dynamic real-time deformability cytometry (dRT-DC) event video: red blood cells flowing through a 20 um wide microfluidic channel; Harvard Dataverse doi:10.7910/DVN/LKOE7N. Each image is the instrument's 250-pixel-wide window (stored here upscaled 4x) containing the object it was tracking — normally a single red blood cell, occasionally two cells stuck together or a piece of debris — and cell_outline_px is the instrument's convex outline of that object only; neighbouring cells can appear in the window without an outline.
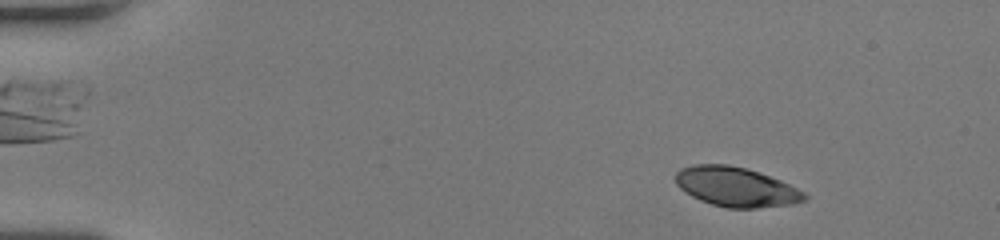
{"species": "human", "species_latin": "Homo sapiens", "temperature_condition": "room temperature", "stored_images_in_passage": 45, "camera_frame_rate_fps": 3000, "um_per_image_px": 0.085, "donor": {"sex": "female"}, "frame": {"image": 1, "passage_image": 5, "time_ms": 1.333, "image_size_px": [1000, 240], "cell_outline_px": [[808, 200], [792, 204], [756, 208], [728, 208], [712, 204], [700, 200], [684, 192], [676, 184], [676, 172], [680, 168], [692, 164], [728, 164], [744, 168], [780, 180], [804, 192], [808, 196]], "centroid_in_image_um": [62.54, 15.89], "position_along_channel_um": 22.5, "area_um2": 29.59}}
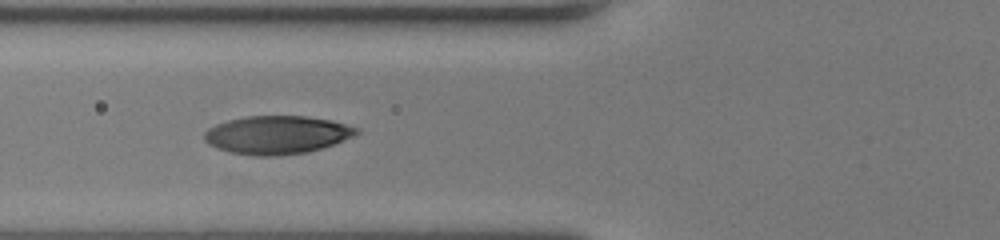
{"frame": {"image": 2, "passage_image": 21, "time_ms": 6.667, "image_size_px": [1000, 240], "cell_outline_px": [[360, 132], [356, 136], [308, 152], [276, 156], [256, 156], [228, 152], [216, 148], [208, 144], [204, 140], [204, 132], [208, 128], [216, 124], [228, 120], [248, 116], [308, 116], [332, 120], [360, 128]], "centroid_in_image_um": [23.55, 11.46], "position_along_channel_um": 102.3, "area_um2": 34.16}}
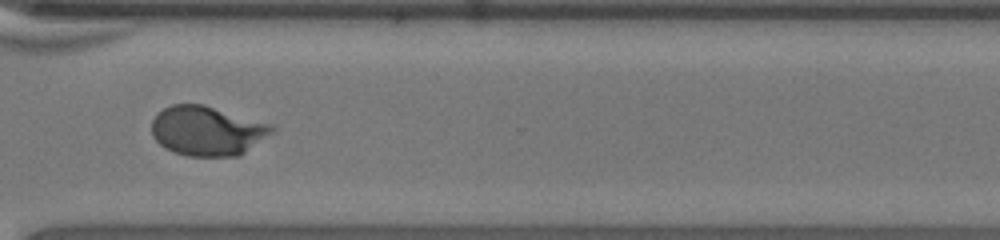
{"frame": {"image": 3, "passage_image": 41, "time_ms": 13.333, "image_size_px": [1000, 240], "cell_outline_px": [[276, 132], [240, 156], [188, 156], [164, 148], [152, 136], [152, 120], [156, 112], [172, 104], [204, 104], [272, 124], [276, 128]], "centroid_in_image_um": [17.65, 11.12], "position_along_channel_um": 353.0, "area_um2": 35.2}, "authors_computed_cell_mechanics": {"area_um2": 33.4662, "velocity_mm_per_s": 3.6591, "shape_relaxation_time_tau1_ms": 6.0706, "shape_relaxation_time_tau2_ms": 0.8467, "deformation_change_tau1": 0.2159, "deformation_change_tau2": 0.0543}}